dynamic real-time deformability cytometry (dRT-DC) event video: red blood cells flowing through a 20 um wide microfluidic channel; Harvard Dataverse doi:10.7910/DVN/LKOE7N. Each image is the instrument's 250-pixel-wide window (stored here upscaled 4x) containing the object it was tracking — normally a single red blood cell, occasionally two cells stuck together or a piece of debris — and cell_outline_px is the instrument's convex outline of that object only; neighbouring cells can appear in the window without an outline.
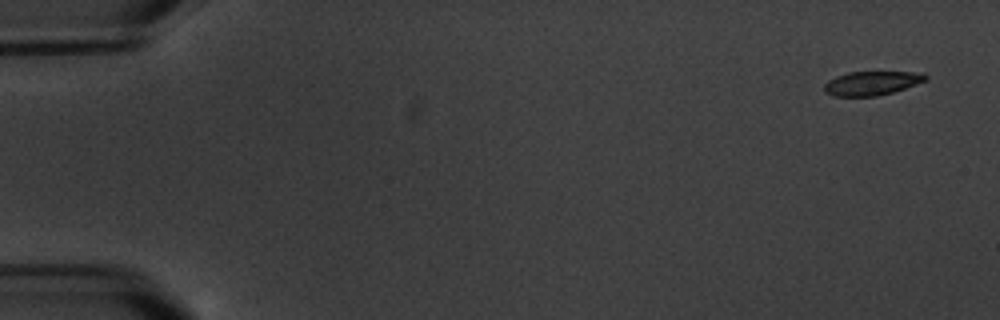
{"species": "common noctule bat (a hibernating species)", "species_latin": "Nyctalus noctula", "temperature_condition": "warm", "stored_images_in_passage": 6, "camera_frame_rate_fps": 3000, "um_per_image_px": 0.085, "animal": {"sex": "male", "body_mass_g": 20.1, "forearm_length_mm": 53.5}, "frame": {"image": 1, "passage_image": 1, "time_ms": 0.0, "image_size_px": [1000, 320], "cell_outline_px": [[928, 80], [892, 92], [876, 96], [832, 96], [824, 92], [824, 84], [828, 80], [836, 76], [848, 72], [924, 72], [928, 76]], "centroid_in_image_um": [74.09, 7.06], "position_along_channel_um": 10.9, "area_um2": 14.22}}
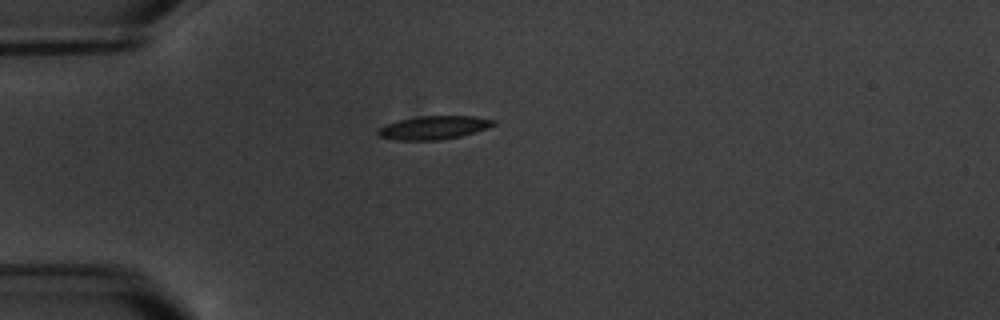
{"frame": {"image": 2, "passage_image": 5, "time_ms": 4.667, "image_size_px": [1000, 320], "cell_outline_px": [[496, 124], [488, 128], [460, 136], [440, 140], [396, 140], [380, 136], [376, 132], [380, 128], [388, 124], [400, 120], [416, 116], [476, 116], [496, 120]], "centroid_in_image_um": [36.92, 10.84], "position_along_channel_um": 48.1, "area_um2": 15.66}}